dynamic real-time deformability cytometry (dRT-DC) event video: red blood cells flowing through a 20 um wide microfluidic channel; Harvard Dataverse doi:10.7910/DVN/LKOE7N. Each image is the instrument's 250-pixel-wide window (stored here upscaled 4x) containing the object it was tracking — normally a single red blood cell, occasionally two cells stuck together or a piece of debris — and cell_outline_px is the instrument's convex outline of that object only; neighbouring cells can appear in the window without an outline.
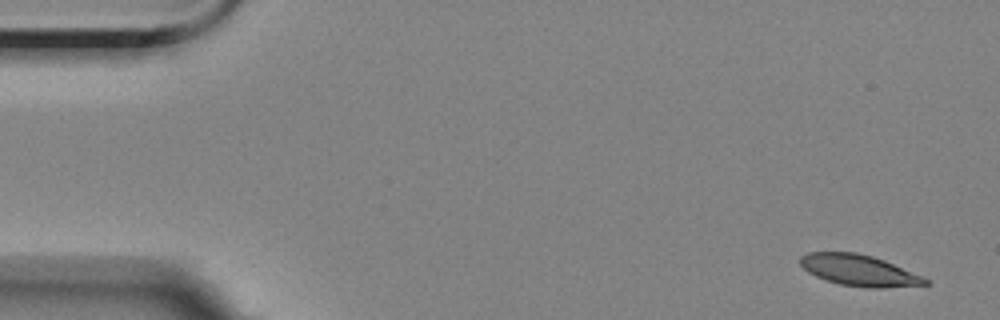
{"species": "Egyptian fruit bat (a non-hibernating species)", "species_latin": "Rousettus aegyptiacus", "temperature_condition": "room temperature", "stored_images_in_passage": 4, "camera_frame_rate_fps": 3000, "um_per_image_px": 0.085, "animal": {"sex": "female"}, "frame": {"image": 1, "passage_image": 1, "time_ms": 0.0, "image_size_px": [1000, 320], "cell_outline_px": [[928, 284], [880, 288], [868, 288], [840, 284], [816, 276], [808, 272], [800, 264], [800, 256], [808, 252], [856, 252], [872, 256], [884, 260], [924, 276], [928, 280]], "centroid_in_image_um": [73.02, 22.97], "position_along_channel_um": 12.0, "area_um2": 22.6}}
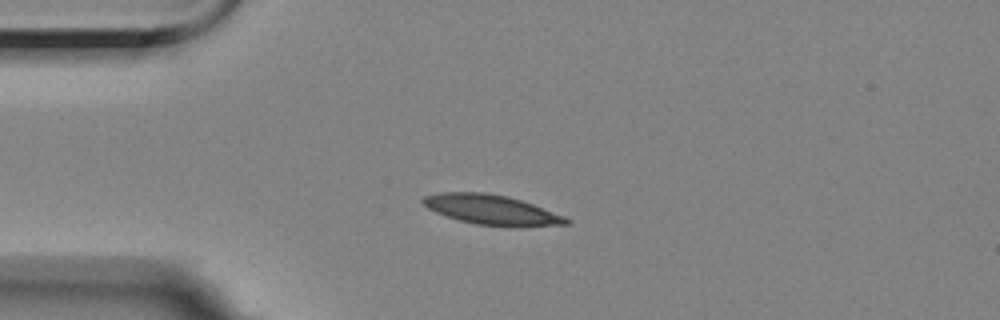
{"frame": {"image": 2, "passage_image": 4, "time_ms": 3.667, "image_size_px": [1000, 320], "cell_outline_px": [[572, 220], [568, 224], [520, 228], [476, 224], [444, 216], [428, 208], [420, 200], [424, 196], [440, 192], [484, 192], [508, 196], [532, 204], [564, 216]], "centroid_in_image_um": [41.8, 17.84], "position_along_channel_um": 43.2, "area_um2": 25.14}}